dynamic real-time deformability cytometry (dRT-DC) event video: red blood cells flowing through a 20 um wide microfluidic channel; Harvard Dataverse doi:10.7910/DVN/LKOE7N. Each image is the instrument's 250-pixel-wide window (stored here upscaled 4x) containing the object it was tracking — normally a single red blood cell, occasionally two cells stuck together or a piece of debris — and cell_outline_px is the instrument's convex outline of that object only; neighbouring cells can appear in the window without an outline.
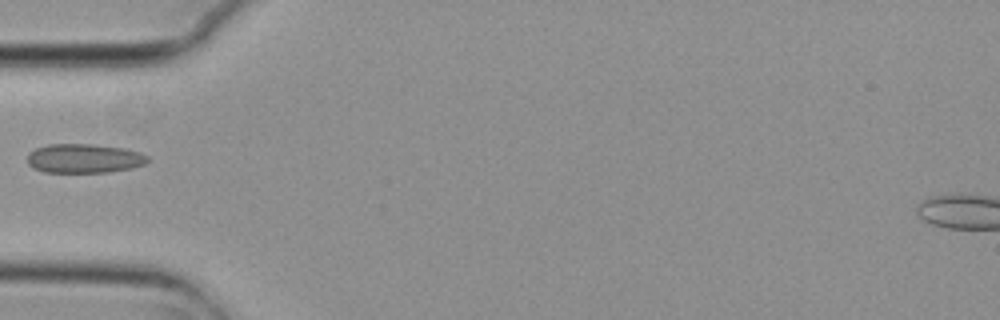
{"species": "common noctule bat (a hibernating species)", "species_latin": "Nyctalus noctula", "temperature_condition": "cold", "stored_images_in_passage": 6, "camera_frame_rate_fps": 3000, "um_per_image_px": 0.085, "animal": {"sex": "female", "body_mass_g": 29.2, "forearm_length_mm": 56.3}, "frame": {"image": 1, "passage_image": 6, "time_ms": 1.667, "image_size_px": [1000, 320], "cell_outline_px": [[148, 160], [144, 164], [132, 168], [108, 172], [44, 172], [32, 168], [28, 164], [28, 152], [36, 148], [48, 144], [92, 144], [124, 148], [140, 152], [148, 156]], "centroid_in_image_um": [7.13, 13.46], "position_along_channel_um": 77.9, "area_um2": 20.52}}